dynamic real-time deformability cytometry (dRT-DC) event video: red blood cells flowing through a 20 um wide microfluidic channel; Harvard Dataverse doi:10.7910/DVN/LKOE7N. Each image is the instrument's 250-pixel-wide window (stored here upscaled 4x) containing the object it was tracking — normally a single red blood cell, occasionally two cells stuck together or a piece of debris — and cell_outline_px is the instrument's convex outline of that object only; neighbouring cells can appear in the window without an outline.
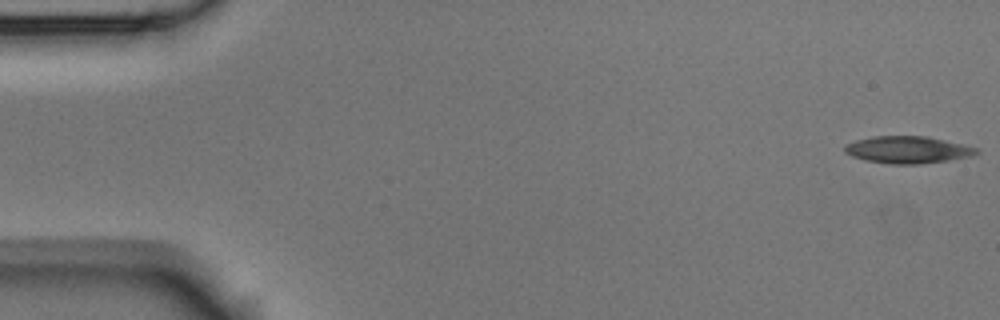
{"species": "Egyptian fruit bat (a non-hibernating species)", "species_latin": "Rousettus aegyptiacus", "temperature_condition": "room temperature", "stored_images_in_passage": 5, "camera_frame_rate_fps": 3000, "um_per_image_px": 0.085, "animal": {"sex": "male"}, "frame": {"image": 1, "passage_image": 1, "time_ms": 0.0, "image_size_px": [1000, 320], "cell_outline_px": [[980, 152], [972, 156], [948, 160], [920, 164], [888, 164], [864, 160], [852, 156], [844, 152], [844, 144], [856, 140], [872, 136], [928, 136], [964, 144], [980, 148]], "centroid_in_image_um": [77.17, 12.73], "position_along_channel_um": 7.8, "area_um2": 21.1}}
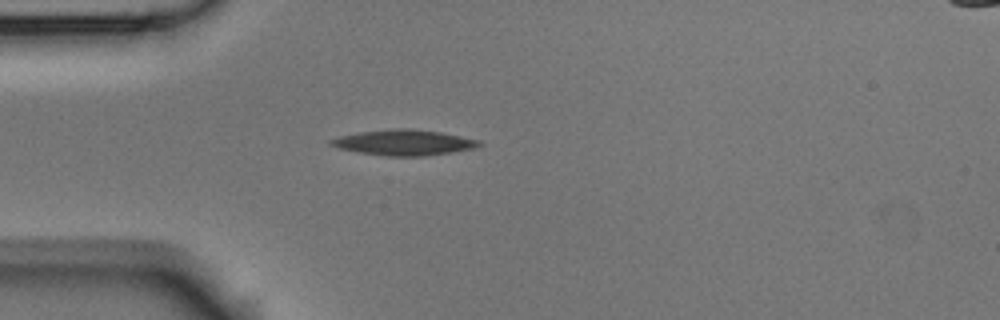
{"frame": {"image": 2, "passage_image": 4, "time_ms": 4.667, "image_size_px": [1000, 320], "cell_outline_px": [[484, 144], [476, 148], [452, 152], [424, 156], [384, 156], [360, 152], [340, 148], [328, 144], [328, 140], [340, 136], [360, 132], [392, 128], [408, 128], [440, 132], [480, 140]], "centroid_in_image_um": [34.36, 12.11], "position_along_channel_um": 50.6, "area_um2": 22.08}}